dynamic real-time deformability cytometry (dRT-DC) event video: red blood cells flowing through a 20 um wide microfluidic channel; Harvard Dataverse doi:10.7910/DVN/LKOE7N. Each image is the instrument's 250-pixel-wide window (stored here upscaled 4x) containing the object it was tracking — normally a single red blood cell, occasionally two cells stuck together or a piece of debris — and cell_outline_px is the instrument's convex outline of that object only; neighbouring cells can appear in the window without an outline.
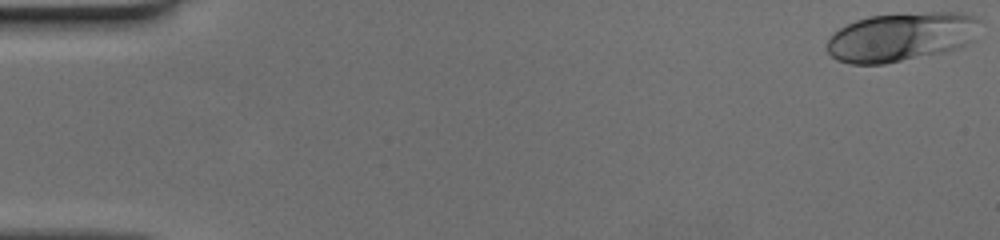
{"species": "human", "species_latin": "Homo sapiens", "temperature_condition": "cold", "stored_images_in_passage": 50, "camera_frame_rate_fps": 3000, "um_per_image_px": 0.085, "donor": {"sex": "female"}, "frame": {"image": 1, "passage_image": 1, "time_ms": 0.0, "image_size_px": [1000, 240], "cell_outline_px": [[980, 20], [964, 44], [956, 48], [944, 52], [884, 64], [848, 64], [836, 60], [828, 52], [828, 40], [840, 28], [856, 20], [868, 16], [932, 12], [960, 12], [972, 16]], "centroid_in_image_um": [76.51, 3.14], "position_along_channel_um": 8.5, "area_um2": 42.66}}
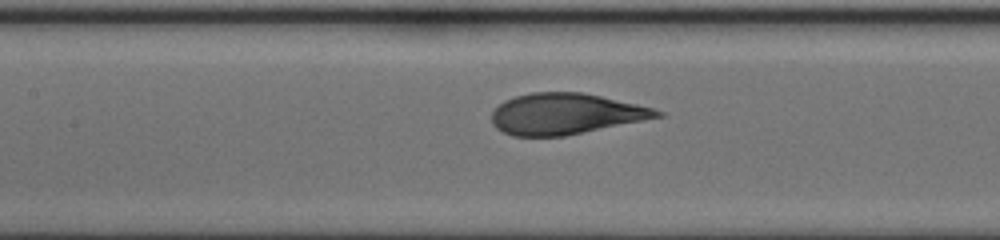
{"frame": {"image": 2, "passage_image": 24, "time_ms": 7.667, "image_size_px": [1000, 240], "cell_outline_px": [[664, 116], [564, 136], [512, 136], [496, 128], [492, 124], [492, 112], [504, 100], [516, 96], [532, 92], [580, 92], [600, 96], [636, 104], [652, 108], [664, 112]], "centroid_in_image_um": [48.04, 9.68], "position_along_channel_um": 159.4, "area_um2": 39.19}}
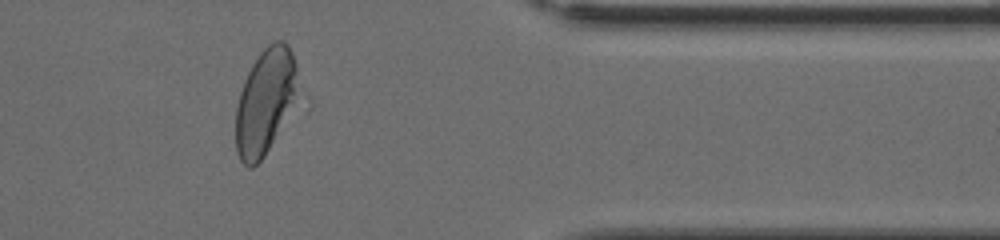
{"frame": {"image": 3, "passage_image": 42, "time_ms": 13.667, "image_size_px": [1000, 240], "cell_outline_px": [[296, 96], [264, 156], [252, 168], [248, 168], [240, 160], [236, 152], [236, 108], [240, 92], [244, 80], [252, 64], [260, 52], [272, 40], [280, 40], [288, 44], [292, 52], [296, 64]], "centroid_in_image_um": [22.49, 8.59], "position_along_channel_um": 388.9, "area_um2": 37.34}}